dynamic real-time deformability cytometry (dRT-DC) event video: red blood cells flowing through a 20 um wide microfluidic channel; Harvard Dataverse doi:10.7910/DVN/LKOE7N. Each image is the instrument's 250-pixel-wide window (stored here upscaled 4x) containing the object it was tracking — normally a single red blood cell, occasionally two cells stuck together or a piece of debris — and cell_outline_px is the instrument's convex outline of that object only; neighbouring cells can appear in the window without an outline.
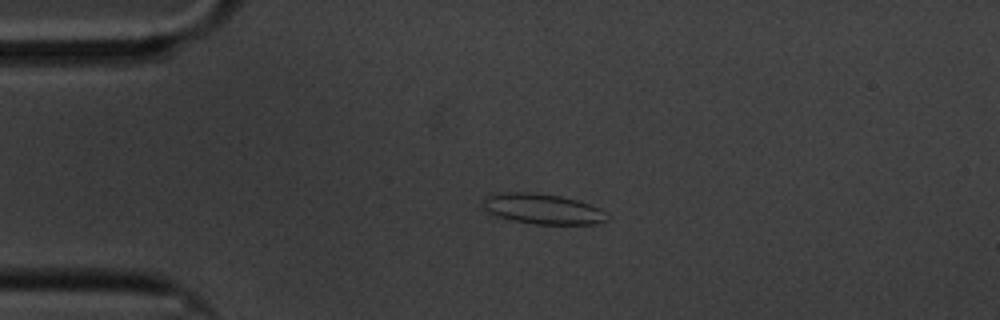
{"species": "common noctule bat (a hibernating species)", "species_latin": "Nyctalus noctula", "temperature_condition": "cold", "stored_images_in_passage": 47, "camera_frame_rate_fps": 3000, "um_per_image_px": 0.085, "animal": {"sex": "male", "body_mass_g": 20.1, "forearm_length_mm": 53.5}, "frame": {"image": 1, "passage_image": 1, "time_ms": 0.0, "image_size_px": [1000, 320], "cell_outline_px": [[608, 220], [596, 224], [536, 224], [512, 220], [496, 216], [488, 212], [484, 208], [484, 200], [488, 196], [504, 192], [532, 192], [560, 196], [576, 200], [600, 208], [608, 216]], "centroid_in_image_um": [46.14, 17.76], "position_along_channel_um": 38.9, "area_um2": 21.73}}
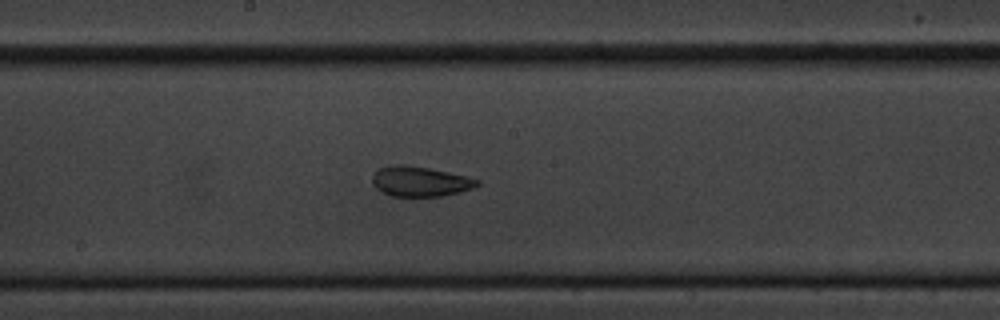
{"frame": {"image": 2, "passage_image": 19, "time_ms": 6.0, "image_size_px": [1000, 320], "cell_outline_px": [[480, 184], [472, 188], [460, 192], [444, 196], [392, 196], [380, 192], [372, 184], [372, 176], [380, 168], [392, 164], [404, 164], [428, 168], [448, 172], [480, 180]], "centroid_in_image_um": [35.68, 15.42], "position_along_channel_um": 212.5, "area_um2": 18.38}}
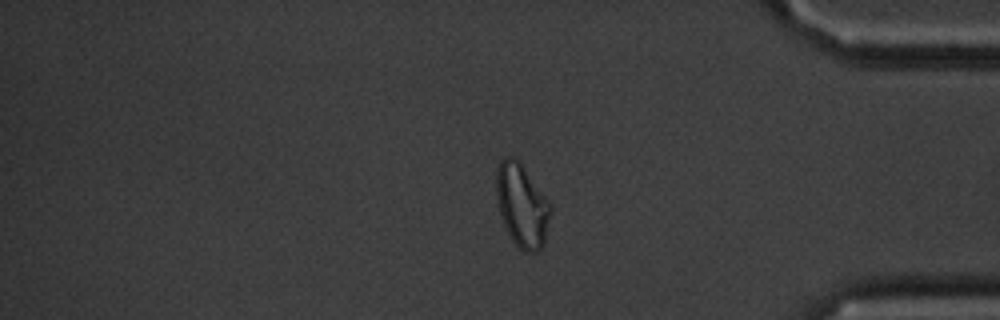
{"frame": {"image": 3, "passage_image": 37, "time_ms": 12.0, "image_size_px": [1000, 320], "cell_outline_px": [[552, 212], [544, 244], [536, 252], [524, 252], [512, 240], [500, 216], [496, 196], [496, 168], [500, 160], [508, 156], [512, 156], [520, 160], [548, 200], [552, 208]], "centroid_in_image_um": [44.37, 17.43], "position_along_channel_um": 390.8, "area_um2": 26.59}, "authors_computed_cell_mechanics": {"area_um2": 19.363, "velocity_mm_per_s": 3.3605, "shape_relaxation_time_tau1_ms": 6.4913, "shape_relaxation_time_tau2_ms": 3.1153, "deformation_change_tau1": 0.1658, "deformation_change_tau2": 0.0947}}